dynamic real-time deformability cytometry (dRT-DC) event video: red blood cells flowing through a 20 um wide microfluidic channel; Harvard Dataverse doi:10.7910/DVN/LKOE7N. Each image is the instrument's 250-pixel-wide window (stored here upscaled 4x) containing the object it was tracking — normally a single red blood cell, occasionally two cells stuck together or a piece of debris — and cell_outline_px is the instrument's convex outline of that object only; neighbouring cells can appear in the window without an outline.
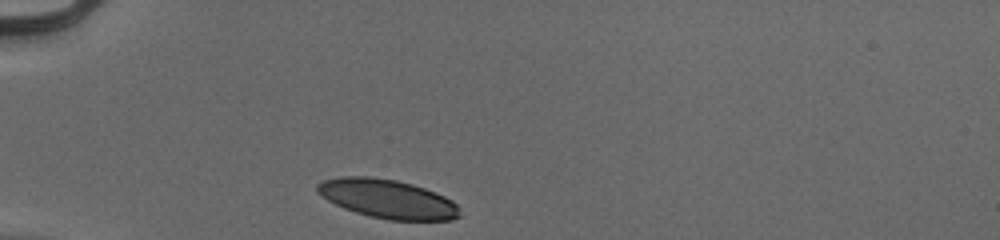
{"species": "human", "species_latin": "Homo sapiens", "temperature_condition": "cold", "stored_images_in_passage": 30, "camera_frame_rate_fps": 3000, "um_per_image_px": 0.085, "donor": {"sex": "male"}, "frame": {"image": 1, "passage_image": 1, "time_ms": 0.0, "image_size_px": [1000, 240], "cell_outline_px": [[460, 216], [452, 220], [388, 220], [368, 216], [344, 208], [328, 200], [316, 192], [316, 184], [324, 180], [340, 176], [368, 176], [396, 180], [412, 184], [436, 192], [452, 200], [460, 208]], "centroid_in_image_um": [32.94, 16.9], "position_along_channel_um": 52.1, "area_um2": 32.37}}
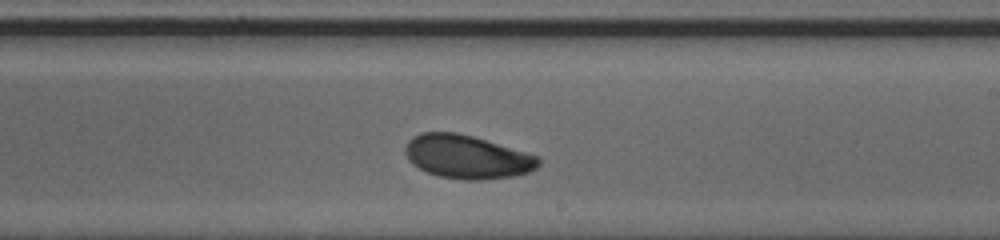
{"frame": {"image": 2, "passage_image": 18, "time_ms": 5.667, "image_size_px": [1000, 240], "cell_outline_px": [[540, 164], [536, 168], [528, 172], [512, 176], [480, 180], [464, 180], [440, 176], [428, 172], [412, 164], [408, 160], [404, 152], [404, 148], [408, 140], [412, 136], [420, 132], [456, 132], [472, 136], [540, 156]], "centroid_in_image_um": [39.67, 13.32], "position_along_channel_um": 249.3, "area_um2": 33.81}}
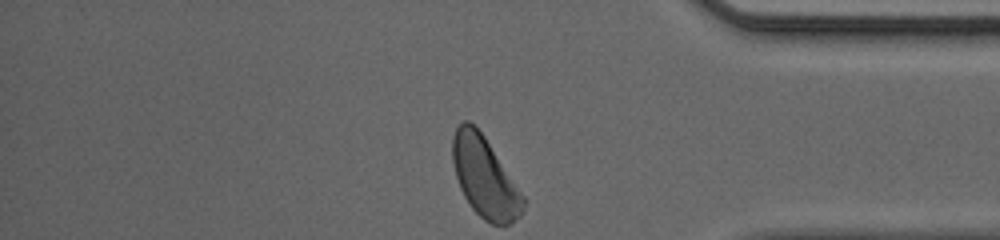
{"frame": {"image": 3, "passage_image": 30, "time_ms": 9.667, "image_size_px": [1000, 240], "cell_outline_px": [[524, 212], [520, 216], [508, 224], [492, 224], [484, 220], [472, 208], [464, 196], [460, 188], [456, 176], [452, 160], [452, 136], [456, 128], [464, 120], [468, 120], [484, 136], [524, 196]], "centroid_in_image_um": [41.19, 15.08], "position_along_channel_um": 394.0, "area_um2": 32.66}, "authors_computed_cell_mechanics": {"area_um2": 33.1194, "velocity_mm_per_s": 3.966, "shape_relaxation_time_tau1_ms": 6.6343, "shape_relaxation_time_tau2_ms": 8.6551, "deformation_change_tau1": 0.2096, "deformation_change_tau2": 0.1404}}